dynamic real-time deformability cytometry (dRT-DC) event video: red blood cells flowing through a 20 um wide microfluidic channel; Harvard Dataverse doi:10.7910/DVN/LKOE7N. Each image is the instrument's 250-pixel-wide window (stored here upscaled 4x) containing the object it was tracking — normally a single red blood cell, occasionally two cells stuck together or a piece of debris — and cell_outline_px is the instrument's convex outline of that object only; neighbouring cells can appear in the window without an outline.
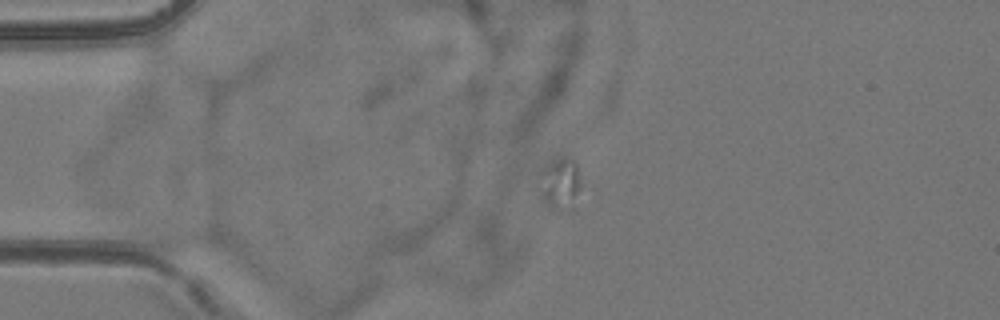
{"species": "common noctule bat (a hibernating species)", "species_latin": "Nyctalus noctula", "temperature_condition": "room temperature", "stored_images_in_passage": 23, "camera_frame_rate_fps": 3000, "um_per_image_px": 0.085, "animal": {"sex": "female", "body_mass_g": 24.6, "forearm_length_mm": 56.2}, "frame": {"image": 1, "passage_image": 1, "time_ms": 0.0, "image_size_px": [1000, 320], "cell_outline_px": [[580, 188], [576, 212], [560, 212], [552, 208], [544, 200], [540, 192], [540, 172], [552, 160], [576, 160], [580, 176]], "centroid_in_image_um": [47.68, 15.74], "position_along_channel_um": 37.3, "area_um2": 12.89}}